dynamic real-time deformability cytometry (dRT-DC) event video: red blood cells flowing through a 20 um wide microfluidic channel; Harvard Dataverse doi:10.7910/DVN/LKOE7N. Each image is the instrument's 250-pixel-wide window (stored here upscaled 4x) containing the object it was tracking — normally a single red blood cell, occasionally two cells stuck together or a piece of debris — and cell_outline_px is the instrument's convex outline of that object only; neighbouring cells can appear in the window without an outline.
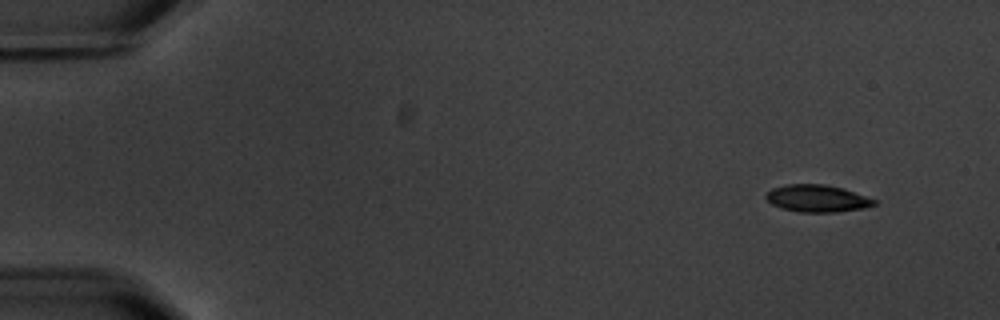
{"species": "common noctule bat (a hibernating species)", "species_latin": "Nyctalus noctula", "temperature_condition": "warm", "stored_images_in_passage": 4, "camera_frame_rate_fps": 3000, "um_per_image_px": 0.085, "animal": {"sex": "male", "body_mass_g": 20.1, "forearm_length_mm": 53.5}, "frame": {"image": 1, "passage_image": 1, "time_ms": 0.0, "image_size_px": [1000, 320], "cell_outline_px": [[876, 204], [864, 208], [836, 212], [800, 212], [780, 208], [772, 204], [764, 196], [772, 188], [788, 184], [824, 184], [844, 188], [876, 200]], "centroid_in_image_um": [69.45, 16.86], "position_along_channel_um": 15.5, "area_um2": 17.11}}